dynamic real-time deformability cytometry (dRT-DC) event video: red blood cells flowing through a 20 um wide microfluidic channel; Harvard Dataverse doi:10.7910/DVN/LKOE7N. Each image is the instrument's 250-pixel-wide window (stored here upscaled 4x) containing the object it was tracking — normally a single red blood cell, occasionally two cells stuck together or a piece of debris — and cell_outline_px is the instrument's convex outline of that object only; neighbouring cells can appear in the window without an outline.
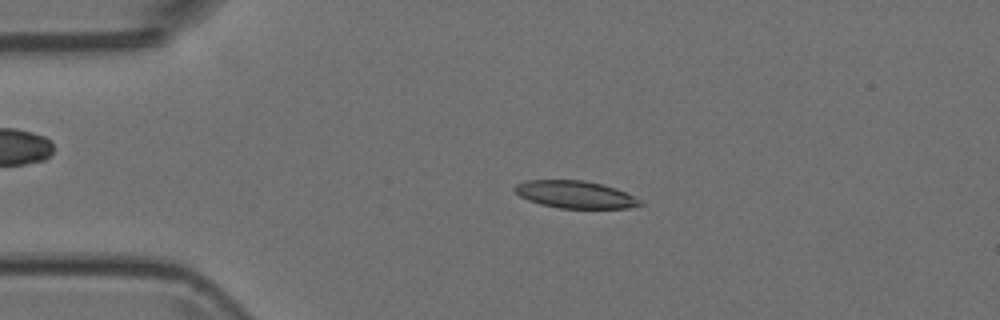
{"species": "Egyptian fruit bat (a non-hibernating species)", "species_latin": "Rousettus aegyptiacus", "temperature_condition": "room temperature", "stored_images_in_passage": 4, "camera_frame_rate_fps": 3000, "um_per_image_px": 0.085, "animal": {"sex": "female"}, "frame": {"image": 1, "passage_image": 3, "time_ms": 0.667, "image_size_px": [1000, 320], "cell_outline_px": [[644, 204], [628, 208], [560, 208], [540, 204], [528, 200], [520, 196], [512, 188], [516, 184], [528, 180], [584, 180], [616, 188], [640, 200]], "centroid_in_image_um": [48.86, 16.53], "position_along_channel_um": 36.1, "area_um2": 19.83}}